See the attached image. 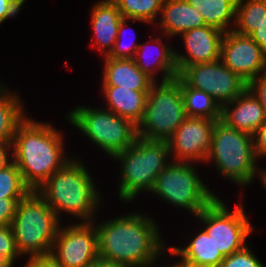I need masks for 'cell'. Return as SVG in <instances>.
Segmentation results:
<instances>
[{"instance_id":"obj_20","label":"cell","mask_w":266,"mask_h":267,"mask_svg":"<svg viewBox=\"0 0 266 267\" xmlns=\"http://www.w3.org/2000/svg\"><path fill=\"white\" fill-rule=\"evenodd\" d=\"M160 28L166 36L205 26L203 16L185 0H163Z\"/></svg>"},{"instance_id":"obj_25","label":"cell","mask_w":266,"mask_h":267,"mask_svg":"<svg viewBox=\"0 0 266 267\" xmlns=\"http://www.w3.org/2000/svg\"><path fill=\"white\" fill-rule=\"evenodd\" d=\"M181 92L184 100L186 117L221 119V107L215 99L204 91L188 86L181 79Z\"/></svg>"},{"instance_id":"obj_42","label":"cell","mask_w":266,"mask_h":267,"mask_svg":"<svg viewBox=\"0 0 266 267\" xmlns=\"http://www.w3.org/2000/svg\"><path fill=\"white\" fill-rule=\"evenodd\" d=\"M22 6L26 0H17Z\"/></svg>"},{"instance_id":"obj_33","label":"cell","mask_w":266,"mask_h":267,"mask_svg":"<svg viewBox=\"0 0 266 267\" xmlns=\"http://www.w3.org/2000/svg\"><path fill=\"white\" fill-rule=\"evenodd\" d=\"M248 88L259 99L266 112V70L255 77L249 84Z\"/></svg>"},{"instance_id":"obj_30","label":"cell","mask_w":266,"mask_h":267,"mask_svg":"<svg viewBox=\"0 0 266 267\" xmlns=\"http://www.w3.org/2000/svg\"><path fill=\"white\" fill-rule=\"evenodd\" d=\"M220 267H265L248 246L225 256Z\"/></svg>"},{"instance_id":"obj_36","label":"cell","mask_w":266,"mask_h":267,"mask_svg":"<svg viewBox=\"0 0 266 267\" xmlns=\"http://www.w3.org/2000/svg\"><path fill=\"white\" fill-rule=\"evenodd\" d=\"M249 36L266 52V12H263L258 28Z\"/></svg>"},{"instance_id":"obj_43","label":"cell","mask_w":266,"mask_h":267,"mask_svg":"<svg viewBox=\"0 0 266 267\" xmlns=\"http://www.w3.org/2000/svg\"><path fill=\"white\" fill-rule=\"evenodd\" d=\"M145 267H148V266H145ZM149 267H153V266H151V265H149ZM157 267V266H156ZM160 267V266H159ZM162 267H165V266H162ZM166 267H173V265H169V266H166Z\"/></svg>"},{"instance_id":"obj_13","label":"cell","mask_w":266,"mask_h":267,"mask_svg":"<svg viewBox=\"0 0 266 267\" xmlns=\"http://www.w3.org/2000/svg\"><path fill=\"white\" fill-rule=\"evenodd\" d=\"M220 60L247 84L266 70V52L250 36L234 30L224 33Z\"/></svg>"},{"instance_id":"obj_24","label":"cell","mask_w":266,"mask_h":267,"mask_svg":"<svg viewBox=\"0 0 266 267\" xmlns=\"http://www.w3.org/2000/svg\"><path fill=\"white\" fill-rule=\"evenodd\" d=\"M6 89L0 90V143H12L18 126L27 118L22 100Z\"/></svg>"},{"instance_id":"obj_22","label":"cell","mask_w":266,"mask_h":267,"mask_svg":"<svg viewBox=\"0 0 266 267\" xmlns=\"http://www.w3.org/2000/svg\"><path fill=\"white\" fill-rule=\"evenodd\" d=\"M155 43L158 46L159 53L156 54V59L152 62H149V56L146 57L147 52L145 48L150 47L148 44H140L138 49L136 50L135 56L133 58L137 67L153 82H157L155 79V73L157 74L158 71H162L163 77L161 82H166L175 79L178 76V69L175 62V51L165 44H161L162 40L160 37L155 38ZM161 45V46H160ZM157 48V47H156ZM147 50V49H146ZM150 53V52H148ZM150 55V54H148ZM153 57V56H152ZM146 58V59H145ZM147 60V61H145Z\"/></svg>"},{"instance_id":"obj_31","label":"cell","mask_w":266,"mask_h":267,"mask_svg":"<svg viewBox=\"0 0 266 267\" xmlns=\"http://www.w3.org/2000/svg\"><path fill=\"white\" fill-rule=\"evenodd\" d=\"M20 256L11 226H0V257L14 263L15 258Z\"/></svg>"},{"instance_id":"obj_11","label":"cell","mask_w":266,"mask_h":267,"mask_svg":"<svg viewBox=\"0 0 266 267\" xmlns=\"http://www.w3.org/2000/svg\"><path fill=\"white\" fill-rule=\"evenodd\" d=\"M178 76L188 86L211 95L221 108L248 88L220 59L185 67Z\"/></svg>"},{"instance_id":"obj_1","label":"cell","mask_w":266,"mask_h":267,"mask_svg":"<svg viewBox=\"0 0 266 267\" xmlns=\"http://www.w3.org/2000/svg\"><path fill=\"white\" fill-rule=\"evenodd\" d=\"M95 227L99 257L117 267L155 265L165 251L156 222L146 215L131 213Z\"/></svg>"},{"instance_id":"obj_39","label":"cell","mask_w":266,"mask_h":267,"mask_svg":"<svg viewBox=\"0 0 266 267\" xmlns=\"http://www.w3.org/2000/svg\"><path fill=\"white\" fill-rule=\"evenodd\" d=\"M84 267H117V266L112 265L111 263H109L108 261L104 260L101 257H98L97 259L91 261Z\"/></svg>"},{"instance_id":"obj_41","label":"cell","mask_w":266,"mask_h":267,"mask_svg":"<svg viewBox=\"0 0 266 267\" xmlns=\"http://www.w3.org/2000/svg\"><path fill=\"white\" fill-rule=\"evenodd\" d=\"M13 263L0 257V267H12Z\"/></svg>"},{"instance_id":"obj_35","label":"cell","mask_w":266,"mask_h":267,"mask_svg":"<svg viewBox=\"0 0 266 267\" xmlns=\"http://www.w3.org/2000/svg\"><path fill=\"white\" fill-rule=\"evenodd\" d=\"M253 138L254 152L257 160L259 157L266 156V122L255 132Z\"/></svg>"},{"instance_id":"obj_14","label":"cell","mask_w":266,"mask_h":267,"mask_svg":"<svg viewBox=\"0 0 266 267\" xmlns=\"http://www.w3.org/2000/svg\"><path fill=\"white\" fill-rule=\"evenodd\" d=\"M216 120L186 117L168 140L176 162H205L209 154ZM172 152V153H171Z\"/></svg>"},{"instance_id":"obj_29","label":"cell","mask_w":266,"mask_h":267,"mask_svg":"<svg viewBox=\"0 0 266 267\" xmlns=\"http://www.w3.org/2000/svg\"><path fill=\"white\" fill-rule=\"evenodd\" d=\"M127 20L128 19L123 18L121 22L119 23L118 35L114 43V46L111 52L105 57H110L113 59H133L134 58L136 50L138 49V46L140 44L135 43V42L131 44H127L126 42L123 43L121 39L124 34V31L126 30L125 26L128 25V23L126 22Z\"/></svg>"},{"instance_id":"obj_19","label":"cell","mask_w":266,"mask_h":267,"mask_svg":"<svg viewBox=\"0 0 266 267\" xmlns=\"http://www.w3.org/2000/svg\"><path fill=\"white\" fill-rule=\"evenodd\" d=\"M103 86H120L133 91H149L154 83L133 59L104 57Z\"/></svg>"},{"instance_id":"obj_38","label":"cell","mask_w":266,"mask_h":267,"mask_svg":"<svg viewBox=\"0 0 266 267\" xmlns=\"http://www.w3.org/2000/svg\"><path fill=\"white\" fill-rule=\"evenodd\" d=\"M11 145L12 143H0V171L12 162L8 154L9 150V153L12 151Z\"/></svg>"},{"instance_id":"obj_26","label":"cell","mask_w":266,"mask_h":267,"mask_svg":"<svg viewBox=\"0 0 266 267\" xmlns=\"http://www.w3.org/2000/svg\"><path fill=\"white\" fill-rule=\"evenodd\" d=\"M237 0L236 20L233 30L249 36L258 28L263 12H266V0Z\"/></svg>"},{"instance_id":"obj_4","label":"cell","mask_w":266,"mask_h":267,"mask_svg":"<svg viewBox=\"0 0 266 267\" xmlns=\"http://www.w3.org/2000/svg\"><path fill=\"white\" fill-rule=\"evenodd\" d=\"M61 221L46 200L31 190L16 207L11 223L20 255L50 256Z\"/></svg>"},{"instance_id":"obj_21","label":"cell","mask_w":266,"mask_h":267,"mask_svg":"<svg viewBox=\"0 0 266 267\" xmlns=\"http://www.w3.org/2000/svg\"><path fill=\"white\" fill-rule=\"evenodd\" d=\"M102 91L108 103L107 110L138 125L144 114L148 91H133L120 86H102Z\"/></svg>"},{"instance_id":"obj_34","label":"cell","mask_w":266,"mask_h":267,"mask_svg":"<svg viewBox=\"0 0 266 267\" xmlns=\"http://www.w3.org/2000/svg\"><path fill=\"white\" fill-rule=\"evenodd\" d=\"M23 7L17 0H0V25L6 19L14 17Z\"/></svg>"},{"instance_id":"obj_28","label":"cell","mask_w":266,"mask_h":267,"mask_svg":"<svg viewBox=\"0 0 266 267\" xmlns=\"http://www.w3.org/2000/svg\"><path fill=\"white\" fill-rule=\"evenodd\" d=\"M30 191L13 161L0 171V199L24 198Z\"/></svg>"},{"instance_id":"obj_12","label":"cell","mask_w":266,"mask_h":267,"mask_svg":"<svg viewBox=\"0 0 266 267\" xmlns=\"http://www.w3.org/2000/svg\"><path fill=\"white\" fill-rule=\"evenodd\" d=\"M80 222L63 229L59 227L50 255L57 267H84L99 257L94 221Z\"/></svg>"},{"instance_id":"obj_40","label":"cell","mask_w":266,"mask_h":267,"mask_svg":"<svg viewBox=\"0 0 266 267\" xmlns=\"http://www.w3.org/2000/svg\"><path fill=\"white\" fill-rule=\"evenodd\" d=\"M260 179H261V182L263 183V187H265L266 189V169H261V172H260Z\"/></svg>"},{"instance_id":"obj_17","label":"cell","mask_w":266,"mask_h":267,"mask_svg":"<svg viewBox=\"0 0 266 267\" xmlns=\"http://www.w3.org/2000/svg\"><path fill=\"white\" fill-rule=\"evenodd\" d=\"M123 19L118 7L112 0H103L93 5L91 12V28L95 41L92 46H97L99 52L107 56L116 41L119 23ZM97 44V45H96Z\"/></svg>"},{"instance_id":"obj_2","label":"cell","mask_w":266,"mask_h":267,"mask_svg":"<svg viewBox=\"0 0 266 267\" xmlns=\"http://www.w3.org/2000/svg\"><path fill=\"white\" fill-rule=\"evenodd\" d=\"M54 127L28 117L18 126L12 142V161L24 183L37 190L70 159L63 154V137Z\"/></svg>"},{"instance_id":"obj_27","label":"cell","mask_w":266,"mask_h":267,"mask_svg":"<svg viewBox=\"0 0 266 267\" xmlns=\"http://www.w3.org/2000/svg\"><path fill=\"white\" fill-rule=\"evenodd\" d=\"M118 7L123 18L153 23L161 14L163 0H112Z\"/></svg>"},{"instance_id":"obj_5","label":"cell","mask_w":266,"mask_h":267,"mask_svg":"<svg viewBox=\"0 0 266 267\" xmlns=\"http://www.w3.org/2000/svg\"><path fill=\"white\" fill-rule=\"evenodd\" d=\"M169 157L168 141L140 137L125 151L116 154L113 158L121 162L120 200L129 202L141 191H151L158 173L170 163Z\"/></svg>"},{"instance_id":"obj_6","label":"cell","mask_w":266,"mask_h":267,"mask_svg":"<svg viewBox=\"0 0 266 267\" xmlns=\"http://www.w3.org/2000/svg\"><path fill=\"white\" fill-rule=\"evenodd\" d=\"M215 162L219 172L237 185H250L257 172L254 152V138L249 133L228 126L221 119L216 120L209 154L205 162ZM258 170V171H257Z\"/></svg>"},{"instance_id":"obj_37","label":"cell","mask_w":266,"mask_h":267,"mask_svg":"<svg viewBox=\"0 0 266 267\" xmlns=\"http://www.w3.org/2000/svg\"><path fill=\"white\" fill-rule=\"evenodd\" d=\"M24 267H57L51 256H35L28 259Z\"/></svg>"},{"instance_id":"obj_23","label":"cell","mask_w":266,"mask_h":267,"mask_svg":"<svg viewBox=\"0 0 266 267\" xmlns=\"http://www.w3.org/2000/svg\"><path fill=\"white\" fill-rule=\"evenodd\" d=\"M185 1L203 16L206 25L215 27L224 33L233 30L234 27H229V22L234 21L232 25L235 26L237 0Z\"/></svg>"},{"instance_id":"obj_3","label":"cell","mask_w":266,"mask_h":267,"mask_svg":"<svg viewBox=\"0 0 266 267\" xmlns=\"http://www.w3.org/2000/svg\"><path fill=\"white\" fill-rule=\"evenodd\" d=\"M80 162L71 158L36 190L59 219L60 212H66L74 218L76 216L82 221L95 219L93 215L101 194L96 191L93 178Z\"/></svg>"},{"instance_id":"obj_18","label":"cell","mask_w":266,"mask_h":267,"mask_svg":"<svg viewBox=\"0 0 266 267\" xmlns=\"http://www.w3.org/2000/svg\"><path fill=\"white\" fill-rule=\"evenodd\" d=\"M168 251L181 258L173 267H220L224 259L205 230L197 233L185 248L171 246Z\"/></svg>"},{"instance_id":"obj_9","label":"cell","mask_w":266,"mask_h":267,"mask_svg":"<svg viewBox=\"0 0 266 267\" xmlns=\"http://www.w3.org/2000/svg\"><path fill=\"white\" fill-rule=\"evenodd\" d=\"M197 174L191 162L170 161L158 173L151 192L197 216L217 198Z\"/></svg>"},{"instance_id":"obj_32","label":"cell","mask_w":266,"mask_h":267,"mask_svg":"<svg viewBox=\"0 0 266 267\" xmlns=\"http://www.w3.org/2000/svg\"><path fill=\"white\" fill-rule=\"evenodd\" d=\"M22 198L0 199V226L11 225L16 212L17 203Z\"/></svg>"},{"instance_id":"obj_15","label":"cell","mask_w":266,"mask_h":267,"mask_svg":"<svg viewBox=\"0 0 266 267\" xmlns=\"http://www.w3.org/2000/svg\"><path fill=\"white\" fill-rule=\"evenodd\" d=\"M182 35L186 55L175 52V62L178 74L185 68L194 64L211 63L220 59L221 42L224 32L205 25L203 27L187 30Z\"/></svg>"},{"instance_id":"obj_8","label":"cell","mask_w":266,"mask_h":267,"mask_svg":"<svg viewBox=\"0 0 266 267\" xmlns=\"http://www.w3.org/2000/svg\"><path fill=\"white\" fill-rule=\"evenodd\" d=\"M67 117L74 127L112 158L129 148L138 138L137 125L132 120L105 108L79 106L69 112Z\"/></svg>"},{"instance_id":"obj_16","label":"cell","mask_w":266,"mask_h":267,"mask_svg":"<svg viewBox=\"0 0 266 267\" xmlns=\"http://www.w3.org/2000/svg\"><path fill=\"white\" fill-rule=\"evenodd\" d=\"M221 120L234 129L254 135L266 122V112L259 99L247 88L222 107Z\"/></svg>"},{"instance_id":"obj_10","label":"cell","mask_w":266,"mask_h":267,"mask_svg":"<svg viewBox=\"0 0 266 267\" xmlns=\"http://www.w3.org/2000/svg\"><path fill=\"white\" fill-rule=\"evenodd\" d=\"M196 217L203 221L204 230L224 257L243 249L253 231L242 204L230 212L218 197Z\"/></svg>"},{"instance_id":"obj_7","label":"cell","mask_w":266,"mask_h":267,"mask_svg":"<svg viewBox=\"0 0 266 267\" xmlns=\"http://www.w3.org/2000/svg\"><path fill=\"white\" fill-rule=\"evenodd\" d=\"M157 84L154 82L148 91L137 132L146 140L168 141L186 118L181 78Z\"/></svg>"}]
</instances>
